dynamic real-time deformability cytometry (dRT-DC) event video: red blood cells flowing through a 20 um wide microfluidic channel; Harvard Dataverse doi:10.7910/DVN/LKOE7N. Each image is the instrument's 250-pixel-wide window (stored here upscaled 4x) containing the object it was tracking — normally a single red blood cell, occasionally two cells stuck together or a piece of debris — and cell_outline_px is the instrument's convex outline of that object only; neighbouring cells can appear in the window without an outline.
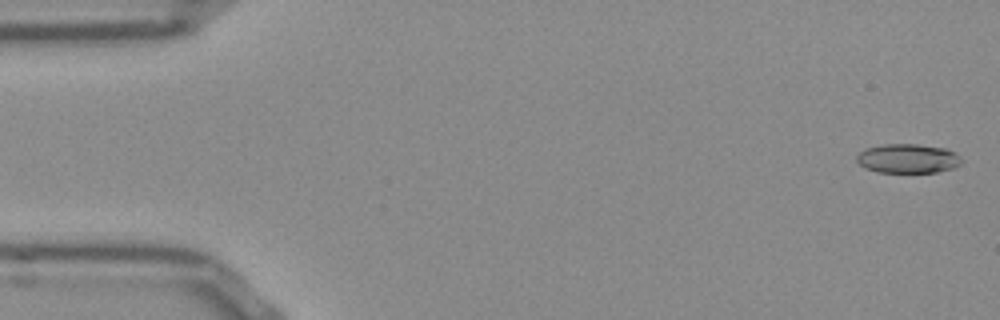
{"species": "Egyptian fruit bat (a non-hibernating species)", "species_latin": "Rousettus aegyptiacus", "temperature_condition": "room temperature", "stored_images_in_passage": 8, "camera_frame_rate_fps": 3000, "um_per_image_px": 0.085, "frame": {"image": 1, "passage_image": 1, "time_ms": 0.0, "image_size_px": [1000, 320], "cell_outline_px": [[964, 160], [960, 164], [952, 168], [936, 172], [876, 172], [864, 168], [856, 160], [856, 156], [864, 148], [884, 144], [916, 144], [944, 148], [960, 156]], "centroid_in_image_um": [77.13, 13.47], "position_along_channel_um": 7.9, "area_um2": 17.86}}